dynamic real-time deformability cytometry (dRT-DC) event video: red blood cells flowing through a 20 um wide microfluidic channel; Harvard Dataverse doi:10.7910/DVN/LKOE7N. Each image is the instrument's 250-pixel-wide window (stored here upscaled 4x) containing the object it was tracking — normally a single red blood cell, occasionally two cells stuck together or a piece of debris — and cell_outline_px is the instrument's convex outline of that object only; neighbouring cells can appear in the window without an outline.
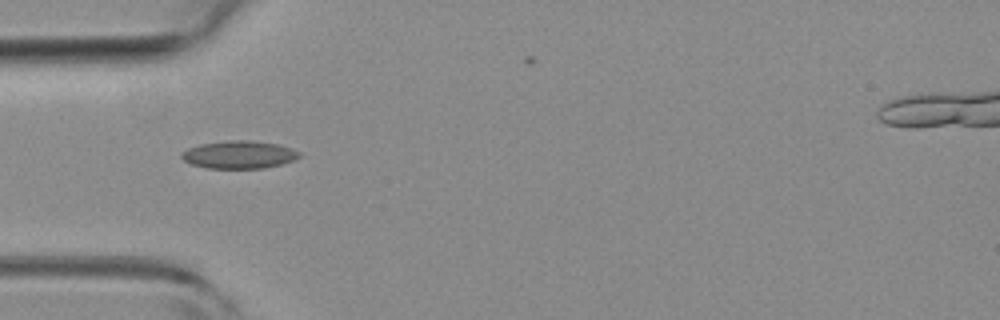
{"species": "common noctule bat (a hibernating species)", "species_latin": "Nyctalus noctula", "temperature_condition": "room temperature", "stored_images_in_passage": 5, "camera_frame_rate_fps": 3000, "um_per_image_px": 0.085, "animal": {"sex": "female", "body_mass_g": 19.3, "forearm_length_mm": 54.1}, "frame": {"image": 1, "passage_image": 1, "time_ms": 0.0, "image_size_px": [1000, 320], "cell_outline_px": [[300, 156], [292, 160], [280, 164], [264, 168], [208, 168], [192, 164], [184, 160], [180, 156], [180, 152], [188, 148], [200, 144], [228, 140], [252, 140], [276, 144], [292, 148], [300, 152]], "centroid_in_image_um": [20.29, 13.13], "position_along_channel_um": 64.7, "area_um2": 18.96}}
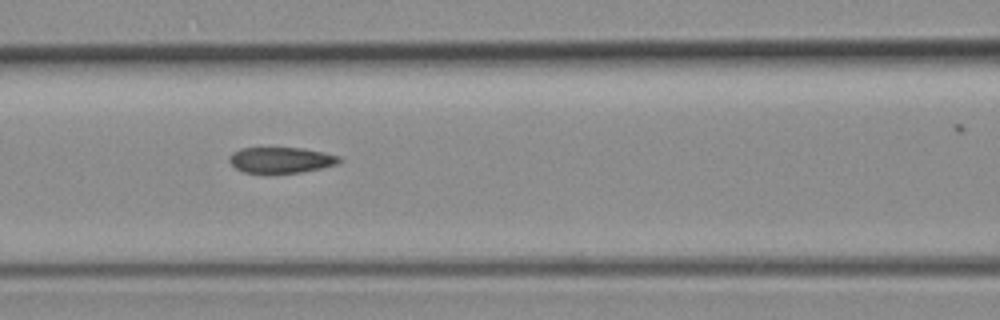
{"frame": {"image": 2, "passage_image": 3, "time_ms": 0.667, "image_size_px": [1000, 320], "cell_outline_px": [[344, 160], [336, 164], [320, 168], [300, 172], [264, 176], [244, 172], [236, 168], [228, 160], [228, 156], [232, 152], [240, 148], [300, 148], [324, 152], [340, 156]], "centroid_in_image_um": [23.84, 13.64], "position_along_channel_um": 142.8, "area_um2": 17.17}}
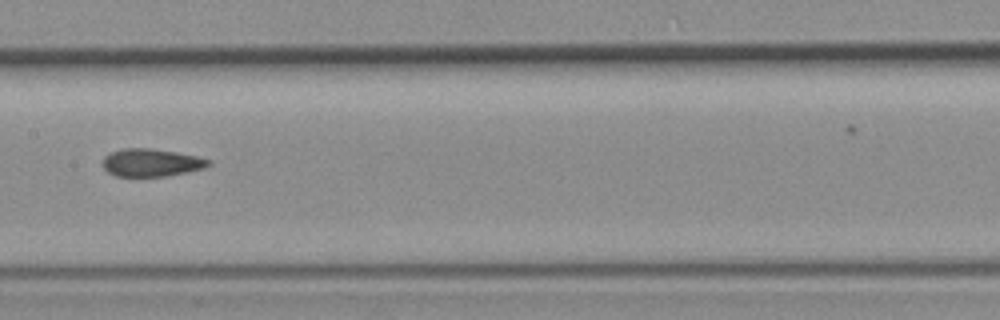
{"frame": {"image": 3, "passage_image": 4, "time_ms": 1.0, "image_size_px": [1000, 320], "cell_outline_px": [[212, 164], [204, 168], [188, 172], [168, 176], [116, 176], [108, 172], [104, 168], [104, 156], [112, 152], [124, 148], [152, 148], [176, 152], [196, 156], [212, 160]], "centroid_in_image_um": [12.9, 13.82], "position_along_channel_um": 194.5, "area_um2": 17.11}}